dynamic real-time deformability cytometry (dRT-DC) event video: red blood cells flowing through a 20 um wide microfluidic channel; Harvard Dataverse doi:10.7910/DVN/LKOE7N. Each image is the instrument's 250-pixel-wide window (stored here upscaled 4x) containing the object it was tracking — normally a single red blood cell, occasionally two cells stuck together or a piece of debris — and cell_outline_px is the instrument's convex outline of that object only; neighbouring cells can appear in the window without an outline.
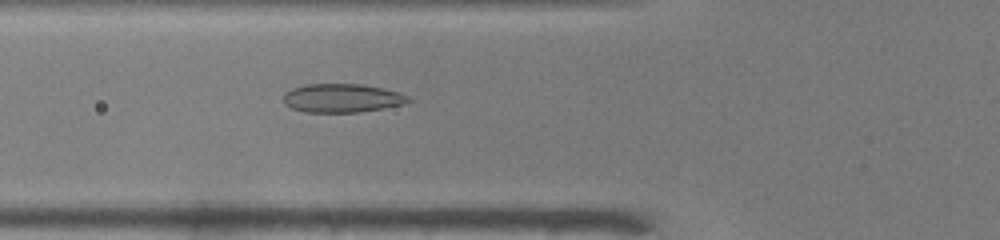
{"species": "common noctule bat (a hibernating species)", "species_latin": "Nyctalus noctula", "temperature_condition": "warm", "stored_images_in_passage": 37, "camera_frame_rate_fps": 3000, "um_per_image_px": 0.085, "animal": {"sex": "male", "body_mass_g": 19.0, "forearm_length_mm": 50.8}, "frame": {"image": 1, "passage_image": 5, "time_ms": 1.333, "image_size_px": [1000, 240], "cell_outline_px": [[412, 100], [404, 104], [384, 108], [360, 112], [304, 112], [292, 108], [284, 104], [284, 92], [292, 88], [308, 84], [360, 84], [384, 88], [400, 92], [408, 96]], "centroid_in_image_um": [29.09, 8.34], "position_along_channel_um": 96.7, "area_um2": 20.98}}
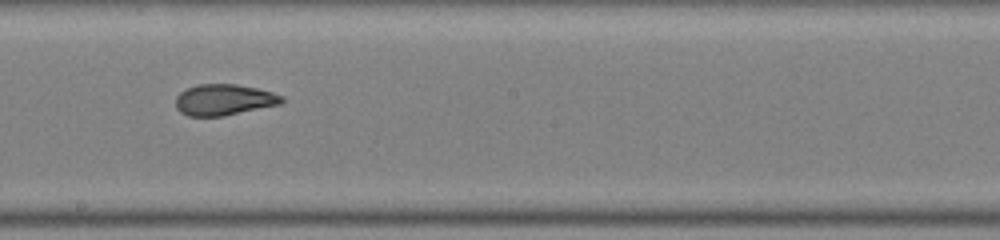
{"frame": {"image": 2, "passage_image": 15, "time_ms": 4.667, "image_size_px": [1000, 240], "cell_outline_px": [[284, 100], [280, 104], [224, 116], [188, 116], [180, 112], [176, 108], [176, 96], [180, 92], [188, 88], [200, 84], [236, 84], [256, 88], [272, 92], [284, 96]], "centroid_in_image_um": [19.03, 8.48], "position_along_channel_um": 229.2, "area_um2": 19.19}}
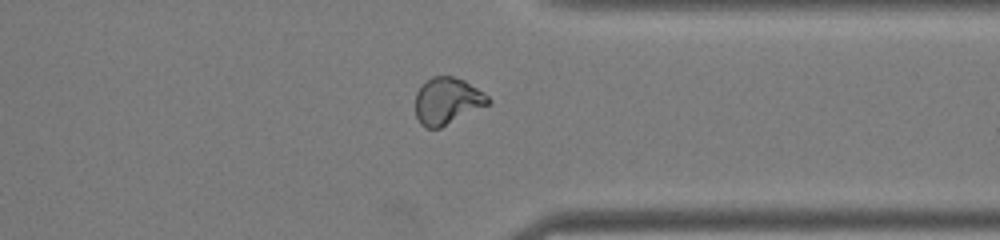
{"frame": {"image": 3, "passage_image": 26, "time_ms": 8.333, "image_size_px": [1000, 240], "cell_outline_px": [[492, 100], [488, 104], [440, 128], [424, 128], [420, 124], [416, 116], [416, 92], [432, 76], [452, 76], [464, 80], [484, 92]], "centroid_in_image_um": [38.01, 8.58], "position_along_channel_um": 373.4, "area_um2": 19.65}, "authors_computed_cell_mechanics": {"area_um2": 19.8832, "velocity_mm_per_s": 3.9747, "shape_relaxation_time_tau1_ms": null, "shape_relaxation_time_tau2_ms": 0.9894, "deformation_change_tau1": null, "deformation_change_tau2": 0.0471}}